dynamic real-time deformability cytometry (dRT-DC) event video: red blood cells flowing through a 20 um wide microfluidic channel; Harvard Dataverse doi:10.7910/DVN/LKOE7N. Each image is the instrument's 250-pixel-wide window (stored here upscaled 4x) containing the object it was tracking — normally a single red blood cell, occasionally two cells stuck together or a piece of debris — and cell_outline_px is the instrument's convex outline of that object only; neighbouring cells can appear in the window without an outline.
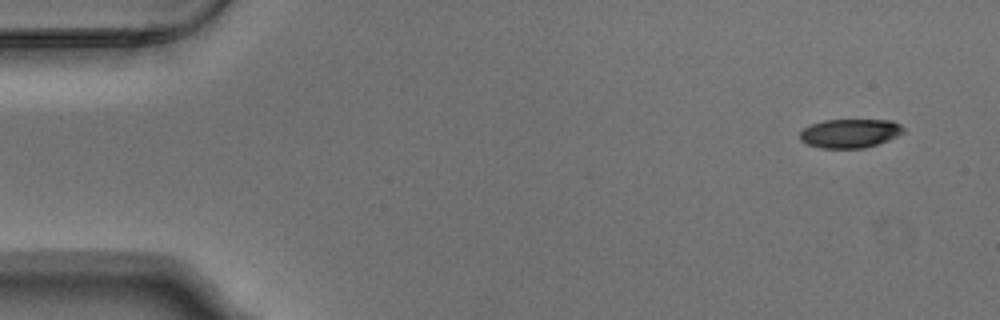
{"species": "Egyptian fruit bat (a non-hibernating species)", "species_latin": "Rousettus aegyptiacus", "temperature_condition": "warm", "stored_images_in_passage": 4, "camera_frame_rate_fps": 3000, "um_per_image_px": 0.085, "animal": {"sex": "male"}, "frame": {"image": 1, "passage_image": 1, "time_ms": 0.0, "image_size_px": [1000, 320], "cell_outline_px": [[904, 132], [888, 140], [864, 148], [820, 148], [808, 144], [800, 140], [800, 132], [804, 128], [812, 124], [824, 120], [892, 120], [900, 124], [904, 128]], "centroid_in_image_um": [72.24, 11.33], "position_along_channel_um": 12.8, "area_um2": 17.34}}
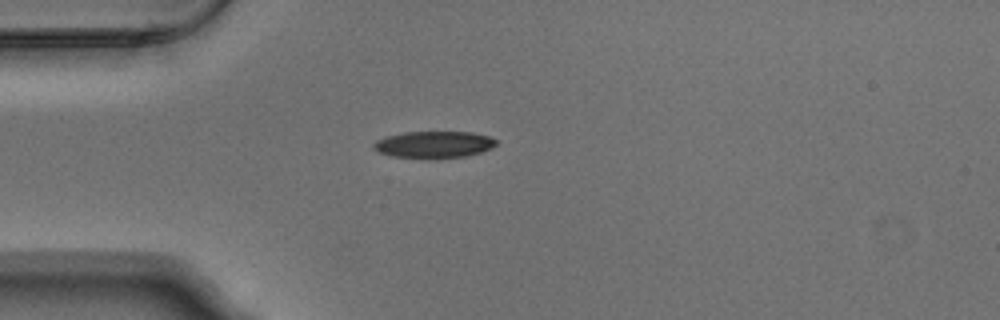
{"frame": {"image": 2, "passage_image": 4, "time_ms": 1.0, "image_size_px": [1000, 320], "cell_outline_px": [[500, 140], [492, 148], [480, 152], [464, 156], [428, 160], [392, 156], [380, 152], [372, 148], [372, 144], [376, 140], [388, 136], [404, 132], [472, 132], [488, 136]], "centroid_in_image_um": [36.88, 12.3], "position_along_channel_um": 48.1, "area_um2": 19.48}}